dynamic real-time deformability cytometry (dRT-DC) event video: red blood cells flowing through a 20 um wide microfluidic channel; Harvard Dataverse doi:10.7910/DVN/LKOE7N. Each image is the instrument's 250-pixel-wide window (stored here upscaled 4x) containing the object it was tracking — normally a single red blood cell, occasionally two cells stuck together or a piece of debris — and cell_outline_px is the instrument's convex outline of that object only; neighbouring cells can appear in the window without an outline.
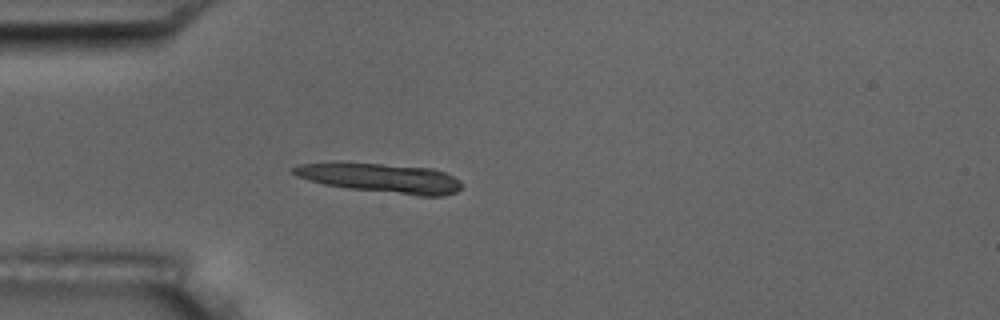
{"species": "common noctule bat (a hibernating species)", "species_latin": "Nyctalus noctula", "temperature_condition": "room temperature", "stored_images_in_passage": 5, "camera_frame_rate_fps": 3000, "um_per_image_px": 0.085, "animal": {"sex": "male", "body_mass_g": 17.5, "forearm_length_mm": 52.3}, "frame": {"image": 1, "passage_image": 5, "time_ms": 4.667, "image_size_px": [1000, 320], "cell_outline_px": [[460, 188], [456, 192], [444, 196], [420, 196], [348, 188], [324, 184], [296, 176], [292, 172], [292, 168], [300, 164], [332, 160], [340, 160], [432, 168], [444, 172], [460, 180]], "centroid_in_image_um": [32.29, 15.09], "position_along_channel_um": 52.7, "area_um2": 29.48}}